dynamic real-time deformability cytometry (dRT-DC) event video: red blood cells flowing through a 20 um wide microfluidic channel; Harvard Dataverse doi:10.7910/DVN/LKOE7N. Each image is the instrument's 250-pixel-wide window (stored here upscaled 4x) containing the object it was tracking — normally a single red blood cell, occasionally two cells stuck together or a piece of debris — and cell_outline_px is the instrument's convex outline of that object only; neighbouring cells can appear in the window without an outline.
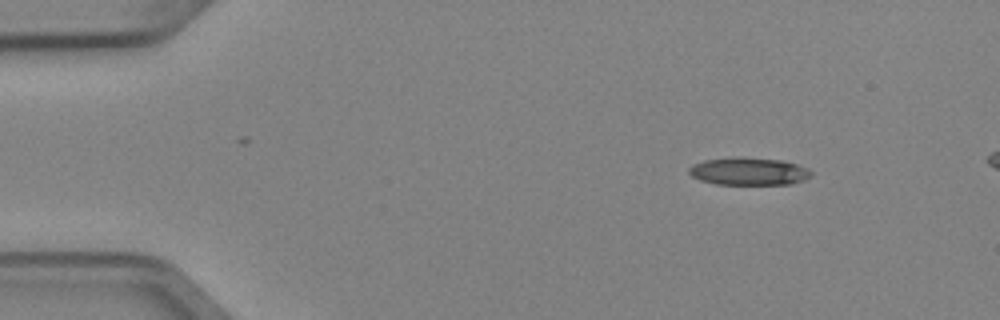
{"species": "Egyptian fruit bat (a non-hibernating species)", "species_latin": "Rousettus aegyptiacus", "temperature_condition": "cold", "stored_images_in_passage": 3, "camera_frame_rate_fps": 3000, "um_per_image_px": 0.085, "animal": {"sex": "female"}, "frame": {"image": 1, "passage_image": 1, "time_ms": 0.0, "image_size_px": [1000, 320], "cell_outline_px": [[812, 176], [804, 180], [792, 184], [716, 184], [700, 180], [692, 176], [688, 172], [688, 168], [692, 164], [704, 160], [736, 156], [780, 160], [796, 164], [808, 168], [812, 172]], "centroid_in_image_um": [63.63, 14.56], "position_along_channel_um": 21.4, "area_um2": 19.83}}